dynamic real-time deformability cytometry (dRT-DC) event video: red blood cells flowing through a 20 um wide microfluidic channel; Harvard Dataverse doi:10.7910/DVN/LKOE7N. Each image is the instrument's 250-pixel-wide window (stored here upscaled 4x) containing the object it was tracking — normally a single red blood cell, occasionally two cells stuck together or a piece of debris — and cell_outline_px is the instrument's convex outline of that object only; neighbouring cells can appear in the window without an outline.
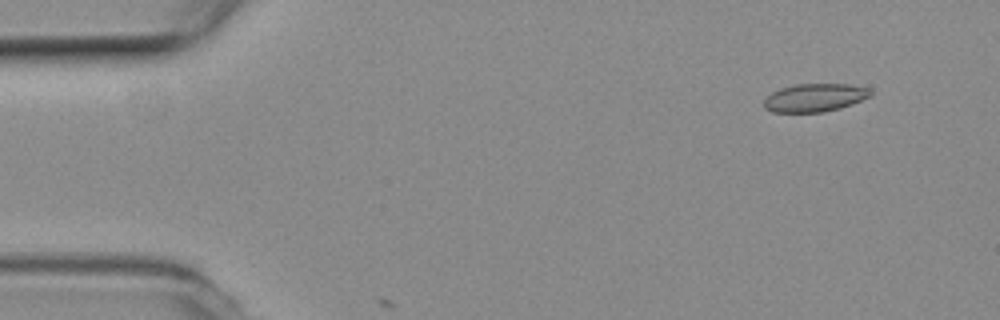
{"species": "common noctule bat (a hibernating species)", "species_latin": "Nyctalus noctula", "temperature_condition": "room temperature", "stored_images_in_passage": 4, "camera_frame_rate_fps": 3000, "um_per_image_px": 0.085, "animal": {"sex": "female", "body_mass_g": 19.3, "forearm_length_mm": 54.1}, "frame": {"image": 1, "passage_image": 1, "time_ms": 0.0, "image_size_px": [1000, 320], "cell_outline_px": [[872, 96], [852, 104], [840, 108], [820, 112], [772, 112], [764, 108], [764, 100], [772, 92], [780, 88], [796, 84], [852, 84], [868, 88], [872, 92]], "centroid_in_image_um": [69.27, 8.29], "position_along_channel_um": 15.7, "area_um2": 17.51}}
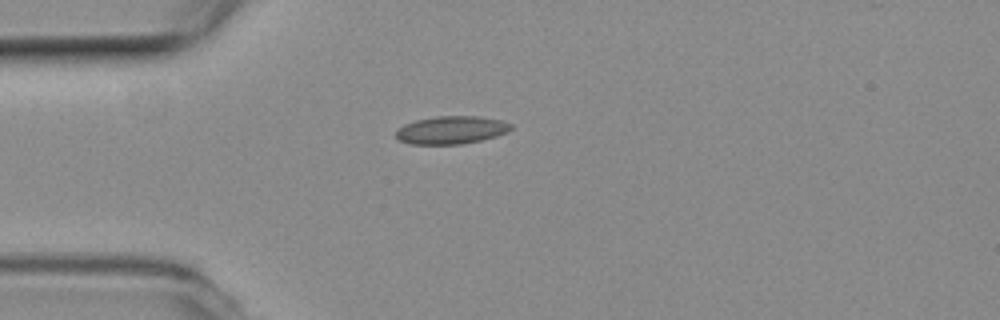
{"frame": {"image": 2, "passage_image": 4, "time_ms": 1.0, "image_size_px": [1000, 320], "cell_outline_px": [[512, 128], [508, 132], [496, 136], [480, 140], [460, 144], [408, 144], [400, 140], [396, 136], [396, 128], [404, 124], [416, 120], [436, 116], [480, 116], [500, 120], [512, 124]], "centroid_in_image_um": [38.35, 11.04], "position_along_channel_um": 46.7, "area_um2": 18.73}}